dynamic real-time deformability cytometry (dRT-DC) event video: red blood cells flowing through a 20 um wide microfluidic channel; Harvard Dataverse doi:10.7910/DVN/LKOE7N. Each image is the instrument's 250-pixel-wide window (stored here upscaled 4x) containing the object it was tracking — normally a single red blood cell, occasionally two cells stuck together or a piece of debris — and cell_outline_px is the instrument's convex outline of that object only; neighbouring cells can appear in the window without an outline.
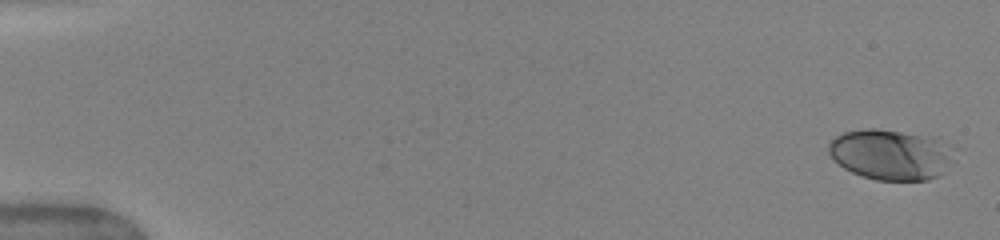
{"species": "human", "species_latin": "Homo sapiens", "temperature_condition": "warm", "stored_images_in_passage": 7, "segment_of_instrument_passage": [2, 2], "camera_frame_rate_fps": 3000, "um_per_image_px": 0.085, "donor": {"sex": "female"}, "frame": {"image": 1, "passage_image": 7, "time_ms": 4.333, "image_size_px": [1000, 240], "cell_outline_px": [[960, 148], [940, 176], [928, 180], [876, 180], [852, 172], [844, 168], [828, 152], [828, 144], [836, 136], [844, 132], [864, 128], [876, 128], [940, 136]], "centroid_in_image_um": [75.86, 13.09], "position_along_channel_um": 9.1, "area_um2": 38.03}}